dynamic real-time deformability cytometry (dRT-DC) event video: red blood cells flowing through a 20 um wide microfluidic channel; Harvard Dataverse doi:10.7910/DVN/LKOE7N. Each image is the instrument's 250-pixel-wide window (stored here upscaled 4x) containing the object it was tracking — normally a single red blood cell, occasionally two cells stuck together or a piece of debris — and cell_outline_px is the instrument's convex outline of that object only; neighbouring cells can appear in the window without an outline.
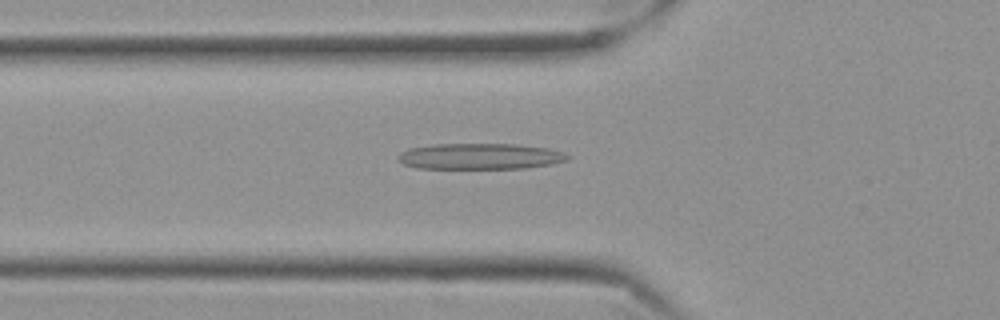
{"species": "Egyptian fruit bat (a non-hibernating species)", "species_latin": "Rousettus aegyptiacus", "temperature_condition": "cold", "stored_images_in_passage": 57, "camera_frame_rate_fps": 3000, "um_per_image_px": 0.085, "frame": {"image": 1, "passage_image": 20, "time_ms": 6.333, "image_size_px": [1000, 320], "cell_outline_px": [[572, 156], [568, 160], [552, 164], [524, 168], [416, 168], [404, 164], [396, 156], [400, 152], [408, 148], [432, 144], [516, 144], [548, 148], [564, 152]], "centroid_in_image_um": [40.82, 13.28], "position_along_channel_um": 85.0, "area_um2": 25.78}}
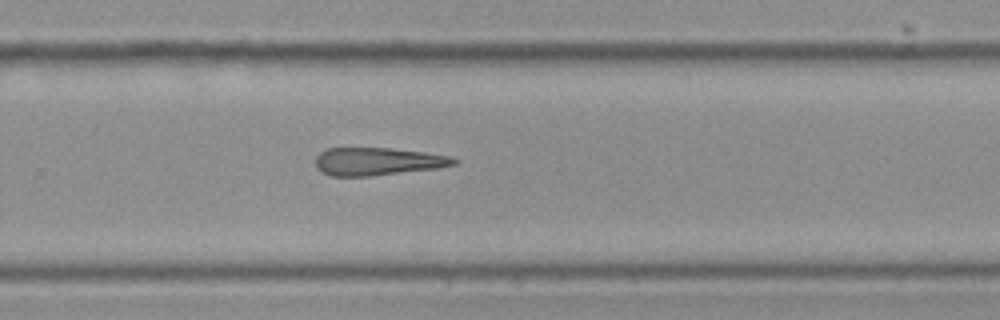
{"frame": {"image": 2, "passage_image": 38, "time_ms": 12.333, "image_size_px": [1000, 320], "cell_outline_px": [[460, 160], [456, 164], [436, 168], [372, 176], [332, 176], [320, 172], [316, 168], [316, 156], [320, 152], [328, 148], [392, 148], [424, 152], [452, 156]], "centroid_in_image_um": [32.1, 13.72], "position_along_channel_um": 297.7, "area_um2": 22.54}}
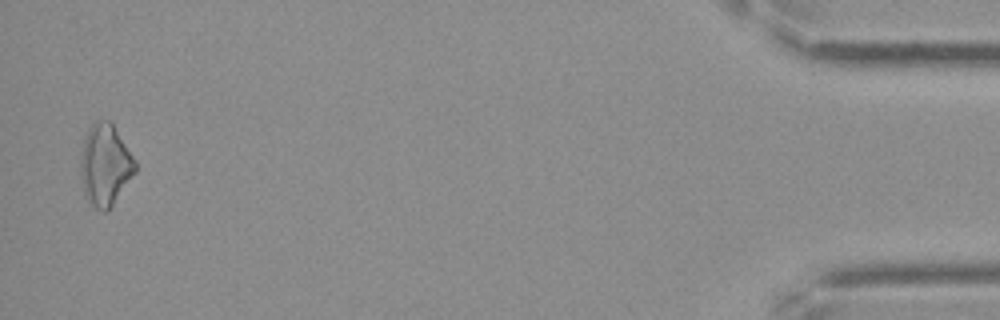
{"frame": {"image": 3, "passage_image": 56, "time_ms": 18.333, "image_size_px": [1000, 320], "cell_outline_px": [[136, 172], [108, 212], [104, 212], [96, 208], [88, 200], [84, 192], [80, 172], [80, 156], [84, 140], [88, 128], [96, 120], [108, 120], [112, 124], [136, 160]], "centroid_in_image_um": [8.94, 14.04], "position_along_channel_um": 426.3, "area_um2": 25.95}}